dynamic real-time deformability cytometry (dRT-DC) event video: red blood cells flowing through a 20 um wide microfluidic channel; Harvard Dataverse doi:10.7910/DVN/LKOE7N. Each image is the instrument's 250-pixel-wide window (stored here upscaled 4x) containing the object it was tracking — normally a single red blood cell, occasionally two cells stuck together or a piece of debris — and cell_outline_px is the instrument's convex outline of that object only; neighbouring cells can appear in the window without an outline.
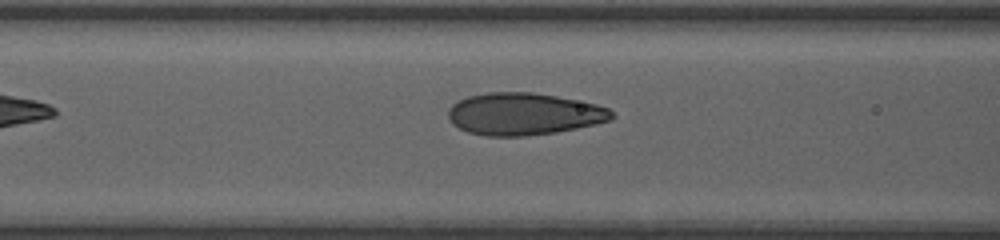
{"species": "human", "species_latin": "Homo sapiens", "temperature_condition": "room temperature", "stored_images_in_passage": 8, "segment_of_instrument_passage": [2, 2], "camera_frame_rate_fps": 3000, "um_per_image_px": 0.085, "donor": {"sex": "female"}, "frame": {"image": 1, "passage_image": 8, "time_ms": 6.667, "image_size_px": [1000, 240], "cell_outline_px": [[616, 116], [612, 120], [596, 124], [556, 132], [524, 136], [484, 136], [468, 132], [452, 124], [448, 116], [448, 108], [452, 104], [468, 96], [488, 92], [532, 92], [556, 96], [596, 104], [608, 108]], "centroid_in_image_um": [44.52, 9.69], "position_along_channel_um": 122.1, "area_um2": 40.23}}